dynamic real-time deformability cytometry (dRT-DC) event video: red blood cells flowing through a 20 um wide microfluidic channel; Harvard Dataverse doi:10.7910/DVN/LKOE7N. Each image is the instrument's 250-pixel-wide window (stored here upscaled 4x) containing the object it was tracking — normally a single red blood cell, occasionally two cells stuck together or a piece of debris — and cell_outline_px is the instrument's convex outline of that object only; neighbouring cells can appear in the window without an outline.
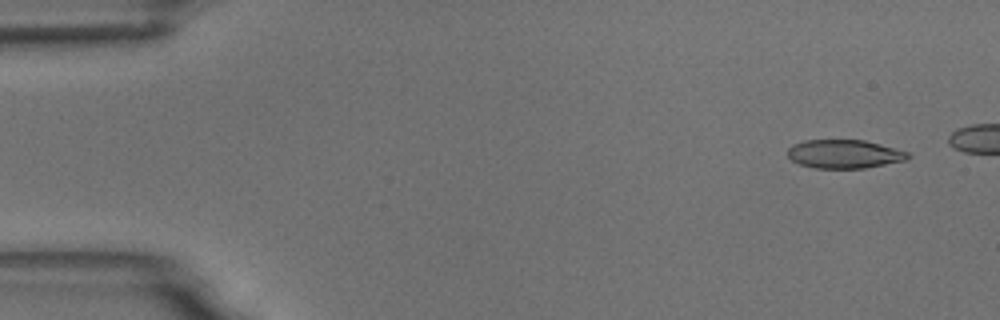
{"species": "common noctule bat (a hibernating species)", "species_latin": "Nyctalus noctula", "temperature_condition": "room temperature", "stored_images_in_passage": 10, "segment_of_instrument_passage": [1, 2], "camera_frame_rate_fps": 3000, "um_per_image_px": 0.085, "animal": {"sex": "male", "body_mass_g": 18.8}, "frame": {"image": 1, "passage_image": 1, "time_ms": 0.0, "image_size_px": [1000, 320], "cell_outline_px": [[912, 156], [908, 160], [864, 168], [816, 168], [800, 164], [792, 160], [788, 156], [788, 148], [792, 144], [804, 140], [864, 140], [880, 144], [908, 152]], "centroid_in_image_um": [71.78, 13.09], "position_along_channel_um": 13.2, "area_um2": 20.06}}
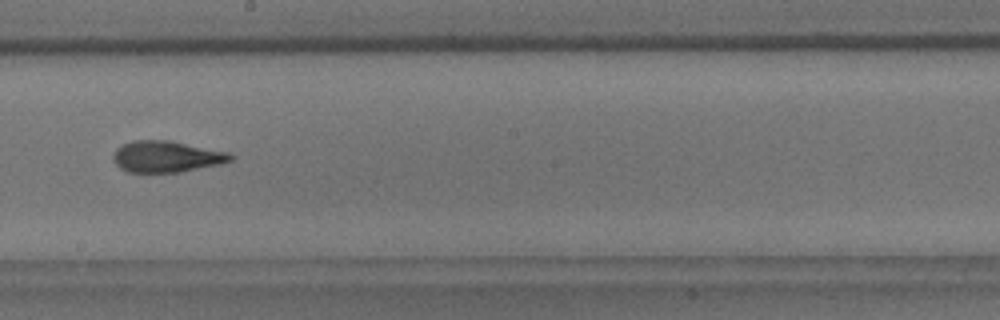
{"frame": {"image": 2, "passage_image": 9, "time_ms": 9.0, "image_size_px": [1000, 320], "cell_outline_px": [[236, 156], [232, 160], [220, 164], [180, 172], [128, 172], [120, 168], [112, 160], [112, 156], [116, 148], [132, 140], [172, 140], [228, 152]], "centroid_in_image_um": [14.15, 13.3], "position_along_channel_um": 234.0, "area_um2": 21.62}}